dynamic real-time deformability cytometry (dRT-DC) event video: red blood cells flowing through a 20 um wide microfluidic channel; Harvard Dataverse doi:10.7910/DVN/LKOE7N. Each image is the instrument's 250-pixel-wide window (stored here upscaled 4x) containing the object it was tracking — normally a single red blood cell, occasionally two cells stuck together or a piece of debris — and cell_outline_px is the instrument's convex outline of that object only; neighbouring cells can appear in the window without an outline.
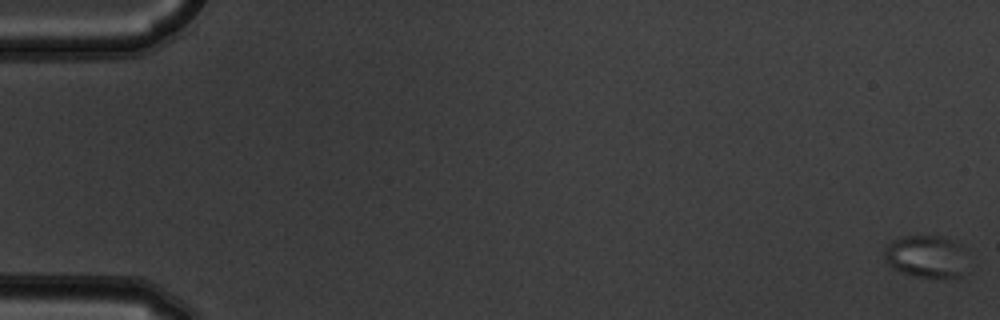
{"species": "common noctule bat (a hibernating species)", "species_latin": "Nyctalus noctula", "temperature_condition": "warm", "stored_images_in_passage": 5, "camera_frame_rate_fps": 3000, "um_per_image_px": 0.085, "animal": {"sex": "male", "body_mass_g": 19.5, "forearm_length_mm": 54.6}, "frame": {"image": 1, "passage_image": 1, "time_ms": 0.0, "image_size_px": [1000, 320], "cell_outline_px": [[960, 276], [916, 276], [900, 272], [892, 268], [888, 264], [884, 256], [884, 248], [892, 240], [904, 236], [944, 236], [960, 244]], "centroid_in_image_um": [78.56, 21.75], "position_along_channel_um": 6.4, "area_um2": 19.54}}